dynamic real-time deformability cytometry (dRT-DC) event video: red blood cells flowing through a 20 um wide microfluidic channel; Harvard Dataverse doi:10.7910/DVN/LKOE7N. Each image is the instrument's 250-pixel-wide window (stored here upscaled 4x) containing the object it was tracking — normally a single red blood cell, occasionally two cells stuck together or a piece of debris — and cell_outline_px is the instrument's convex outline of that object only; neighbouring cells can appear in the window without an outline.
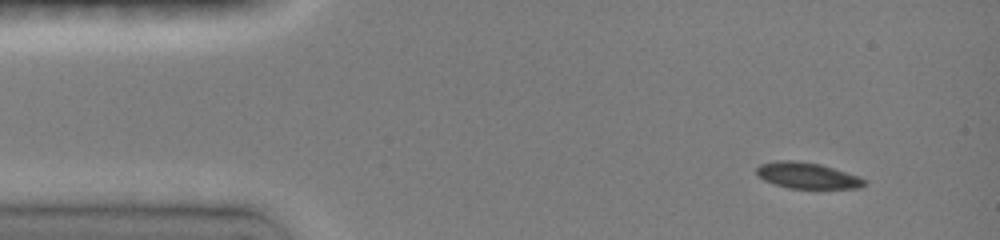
{"species": "common noctule bat (a hibernating species)", "species_latin": "Nyctalus noctula", "temperature_condition": "room temperature", "stored_images_in_passage": 4, "camera_frame_rate_fps": 3000, "um_per_image_px": 0.085, "animal": {"sex": "female", "body_mass_g": 19.0, "forearm_length_mm": 51.5}, "frame": {"image": 1, "passage_image": 1, "time_ms": 0.0, "image_size_px": [1000, 240], "cell_outline_px": [[868, 184], [860, 188], [788, 188], [764, 180], [756, 172], [756, 168], [760, 164], [776, 160], [796, 160], [820, 164], [860, 176], [868, 180]], "centroid_in_image_um": [68.67, 14.91], "position_along_channel_um": 16.3, "area_um2": 16.47}}
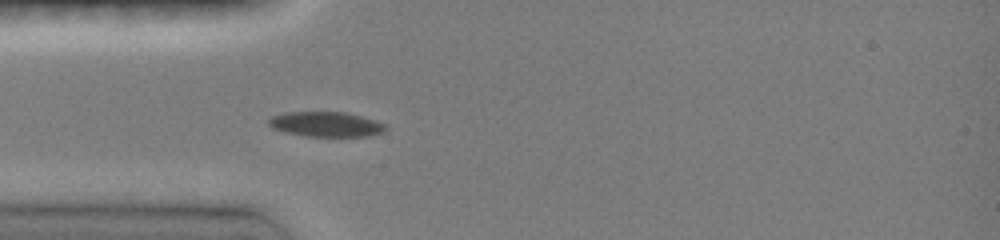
{"frame": {"image": 2, "passage_image": 4, "time_ms": 3.0, "image_size_px": [1000, 240], "cell_outline_px": [[388, 128], [380, 132], [368, 136], [304, 136], [272, 128], [268, 124], [268, 120], [272, 116], [284, 112], [344, 112], [376, 120], [384, 124]], "centroid_in_image_um": [27.69, 10.55], "position_along_channel_um": 57.3, "area_um2": 16.82}}